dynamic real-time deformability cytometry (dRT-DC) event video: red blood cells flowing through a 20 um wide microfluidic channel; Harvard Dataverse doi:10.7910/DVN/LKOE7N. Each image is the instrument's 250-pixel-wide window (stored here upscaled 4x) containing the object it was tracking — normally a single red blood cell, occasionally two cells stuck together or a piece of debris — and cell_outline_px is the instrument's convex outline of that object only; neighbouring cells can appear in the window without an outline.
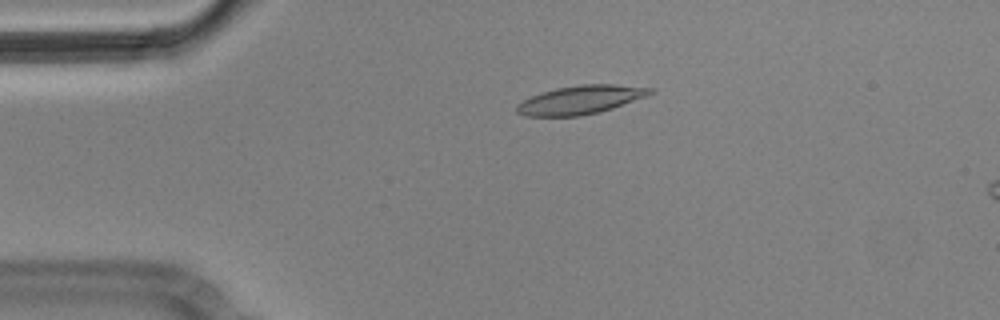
{"species": "Egyptian fruit bat (a non-hibernating species)", "species_latin": "Rousettus aegyptiacus", "temperature_condition": "cold", "stored_images_in_passage": 5, "camera_frame_rate_fps": 3000, "um_per_image_px": 0.085, "animal": {"sex": "male"}, "frame": {"image": 1, "passage_image": 4, "time_ms": 1.0, "image_size_px": [1000, 320], "cell_outline_px": [[656, 92], [612, 108], [600, 112], [580, 116], [524, 116], [516, 112], [516, 104], [540, 92], [556, 88], [580, 84], [612, 84], [656, 88]], "centroid_in_image_um": [49.34, 8.48], "position_along_channel_um": 35.7, "area_um2": 22.25}}